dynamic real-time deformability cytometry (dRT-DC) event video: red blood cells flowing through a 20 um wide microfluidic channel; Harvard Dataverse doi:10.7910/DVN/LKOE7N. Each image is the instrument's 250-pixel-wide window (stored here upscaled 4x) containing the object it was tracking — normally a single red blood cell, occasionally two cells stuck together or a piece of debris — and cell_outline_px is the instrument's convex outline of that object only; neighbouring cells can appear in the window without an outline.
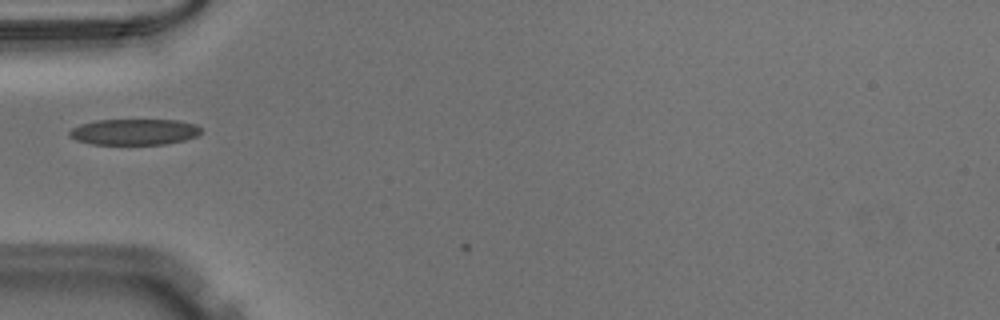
{"species": "Egyptian fruit bat (a non-hibernating species)", "species_latin": "Rousettus aegyptiacus", "temperature_condition": "warm", "stored_images_in_passage": 4, "camera_frame_rate_fps": 3000, "um_per_image_px": 0.085, "animal": {"sex": "male"}, "frame": {"image": 1, "passage_image": 3, "time_ms": 0.667, "image_size_px": [1000, 320], "cell_outline_px": [[200, 132], [196, 136], [184, 140], [164, 144], [92, 144], [76, 140], [68, 136], [68, 132], [72, 128], [80, 124], [96, 120], [176, 120], [196, 124], [200, 128]], "centroid_in_image_um": [11.37, 11.21], "position_along_channel_um": 73.6, "area_um2": 19.88}}